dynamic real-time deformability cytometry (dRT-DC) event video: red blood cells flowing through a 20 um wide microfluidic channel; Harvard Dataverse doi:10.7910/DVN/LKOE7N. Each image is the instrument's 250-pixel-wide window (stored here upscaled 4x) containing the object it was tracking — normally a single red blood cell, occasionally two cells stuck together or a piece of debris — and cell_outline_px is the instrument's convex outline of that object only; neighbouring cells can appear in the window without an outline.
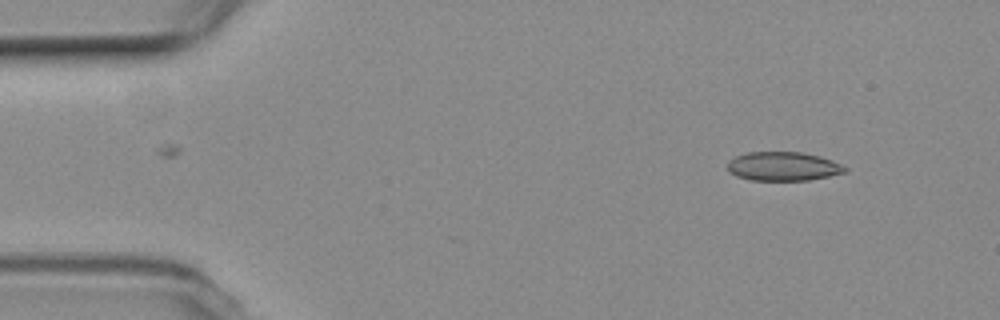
{"species": "common noctule bat (a hibernating species)", "species_latin": "Nyctalus noctula", "temperature_condition": "room temperature", "stored_images_in_passage": 4, "camera_frame_rate_fps": 3000, "um_per_image_px": 0.085, "animal": {"sex": "female", "body_mass_g": 19.3, "forearm_length_mm": 54.1}, "frame": {"image": 1, "passage_image": 1, "time_ms": 0.0, "image_size_px": [1000, 320], "cell_outline_px": [[848, 172], [808, 180], [752, 180], [736, 176], [728, 172], [728, 160], [736, 156], [748, 152], [804, 152], [820, 156], [832, 160], [848, 168]], "centroid_in_image_um": [66.57, 14.13], "position_along_channel_um": 18.4, "area_um2": 19.88}}
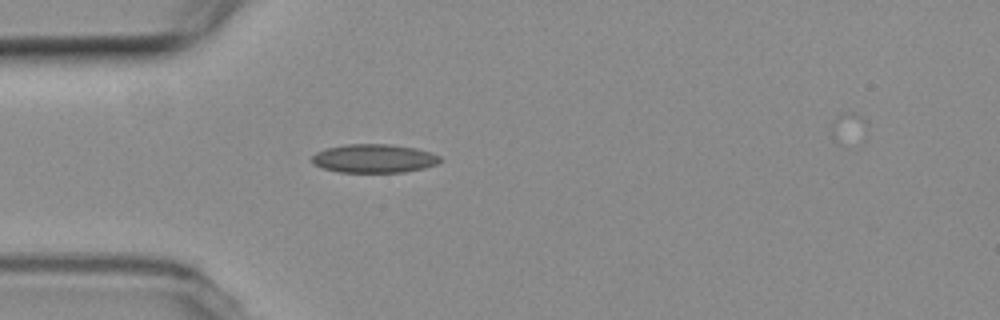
{"frame": {"image": 2, "passage_image": 4, "time_ms": 3.333, "image_size_px": [1000, 320], "cell_outline_px": [[444, 160], [436, 164], [424, 168], [404, 172], [340, 172], [324, 168], [316, 164], [312, 160], [312, 156], [316, 152], [328, 148], [348, 144], [392, 144], [416, 148], [432, 152], [440, 156]], "centroid_in_image_um": [31.86, 13.46], "position_along_channel_um": 53.1, "area_um2": 21.33}}